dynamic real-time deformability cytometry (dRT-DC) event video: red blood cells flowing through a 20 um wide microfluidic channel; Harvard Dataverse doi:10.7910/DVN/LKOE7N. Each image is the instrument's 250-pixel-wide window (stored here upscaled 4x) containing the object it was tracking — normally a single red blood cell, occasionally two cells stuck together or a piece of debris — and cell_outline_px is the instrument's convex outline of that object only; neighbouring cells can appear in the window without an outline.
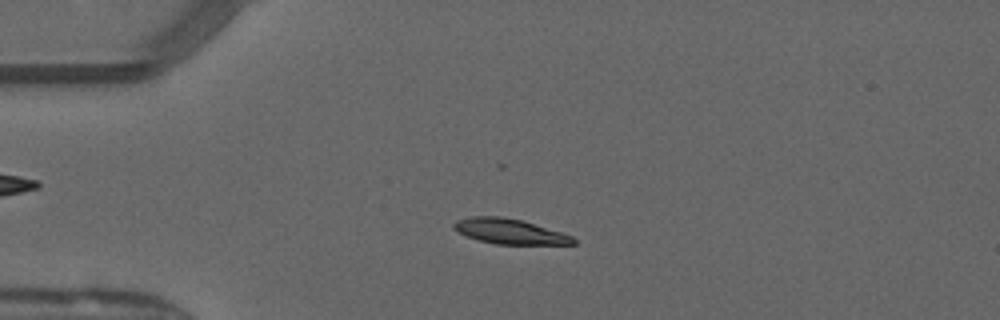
{"species": "common noctule bat (a hibernating species)", "species_latin": "Nyctalus noctula", "temperature_condition": "warm", "stored_images_in_passage": 50, "camera_frame_rate_fps": 3000, "um_per_image_px": 0.085, "animal": {"sex": "male", "forearm_length_mm": 52.5}, "frame": {"image": 1, "passage_image": 12, "time_ms": 3.667, "image_size_px": [1000, 320], "cell_outline_px": [[576, 244], [496, 244], [480, 240], [468, 236], [452, 228], [452, 224], [456, 220], [472, 216], [500, 216], [520, 220], [560, 232], [572, 236], [576, 240]], "centroid_in_image_um": [43.3, 19.66], "position_along_channel_um": 41.7, "area_um2": 17.17}}
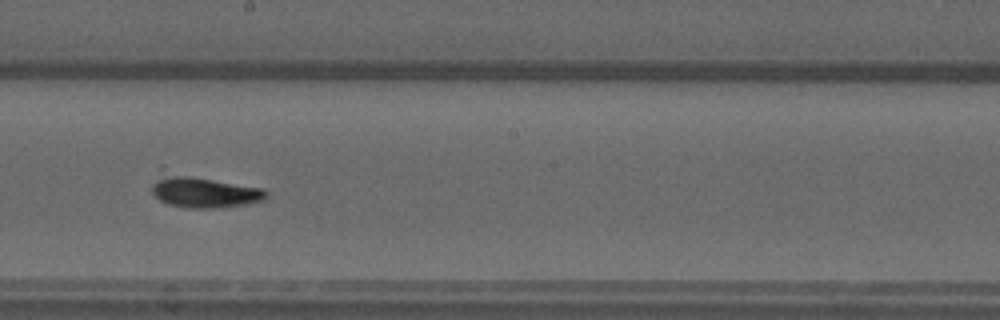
{"frame": {"image": 2, "passage_image": 28, "time_ms": 9.0, "image_size_px": [1000, 320], "cell_outline_px": [[268, 196], [264, 200], [244, 204], [216, 208], [188, 208], [168, 204], [160, 200], [152, 192], [152, 184], [160, 164], [264, 188], [268, 192]], "centroid_in_image_um": [17.18, 16.13], "position_along_channel_um": 231.0, "area_um2": 23.64}}
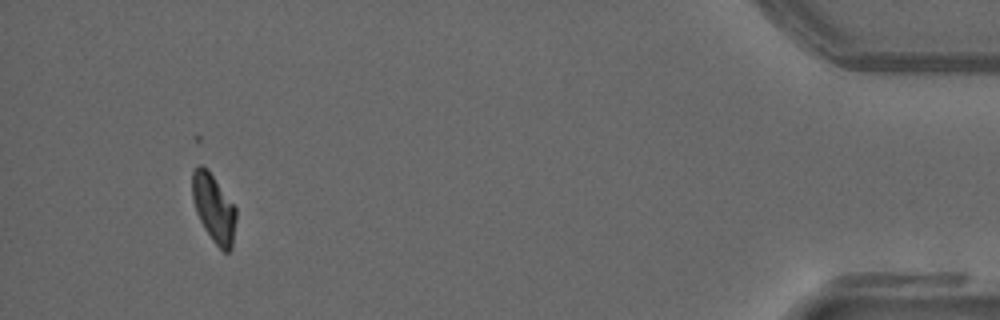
{"frame": {"image": 3, "passage_image": 47, "time_ms": 15.333, "image_size_px": [1000, 320], "cell_outline_px": [[236, 220], [232, 248], [228, 252], [224, 252], [212, 240], [204, 228], [196, 212], [192, 200], [192, 172], [200, 164], [208, 168], [236, 208]], "centroid_in_image_um": [18.17, 17.68], "position_along_channel_um": 417.0, "area_um2": 17.46}}